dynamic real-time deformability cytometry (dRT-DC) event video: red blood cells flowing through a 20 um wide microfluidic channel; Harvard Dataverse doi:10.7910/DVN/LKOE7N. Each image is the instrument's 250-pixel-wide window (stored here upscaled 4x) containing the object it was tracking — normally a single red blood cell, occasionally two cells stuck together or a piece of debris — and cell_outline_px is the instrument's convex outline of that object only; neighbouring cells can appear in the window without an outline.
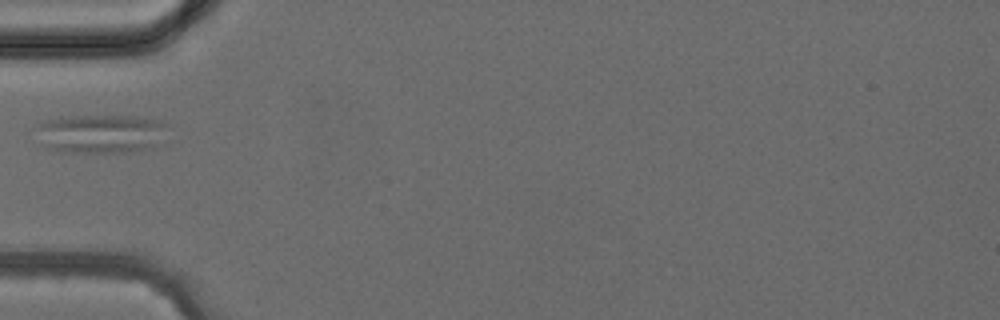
{"species": "common noctule bat (a hibernating species)", "species_latin": "Nyctalus noctula", "temperature_condition": "cold", "stored_images_in_passage": 1, "camera_frame_rate_fps": 3000, "um_per_image_px": 0.085, "animal": {"sex": "female", "body_mass_g": 24.6, "forearm_length_mm": 56.2}, "frame": {"image": 1, "passage_image": 1, "time_ms": 0.0, "image_size_px": [1000, 320], "cell_outline_px": [[164, 124], [156, 144], [152, 148], [124, 152], [60, 152], [48, 148], [44, 144], [32, 128], [40, 120], [68, 116], [136, 116], [164, 120]], "centroid_in_image_um": [8.43, 11.34], "position_along_channel_um": 76.6, "area_um2": 29.71}}